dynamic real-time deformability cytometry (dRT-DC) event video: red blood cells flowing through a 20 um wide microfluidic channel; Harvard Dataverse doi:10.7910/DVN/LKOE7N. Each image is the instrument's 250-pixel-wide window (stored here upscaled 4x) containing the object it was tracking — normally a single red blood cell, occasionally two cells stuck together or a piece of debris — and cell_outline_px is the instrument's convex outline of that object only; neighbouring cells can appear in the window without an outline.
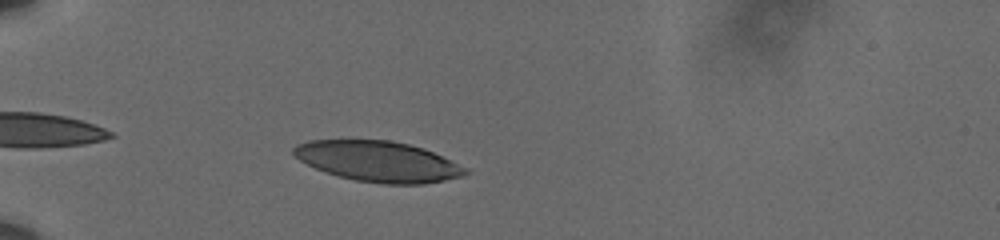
{"species": "human", "species_latin": "Homo sapiens", "temperature_condition": "cold", "stored_images_in_passage": 40, "camera_frame_rate_fps": 3000, "um_per_image_px": 0.085, "donor": {"sex": "male"}, "frame": {"image": 1, "passage_image": 4, "time_ms": 1.0, "image_size_px": [1000, 240], "cell_outline_px": [[472, 172], [460, 176], [444, 180], [424, 184], [384, 184], [356, 180], [340, 176], [316, 168], [300, 160], [292, 152], [292, 148], [296, 144], [308, 140], [388, 140], [408, 144], [424, 148], [468, 168]], "centroid_in_image_um": [32.16, 13.71], "position_along_channel_um": 52.8, "area_um2": 40.34}}
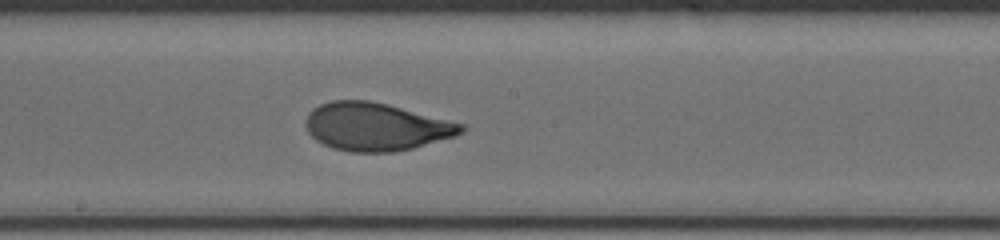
{"frame": {"image": 2, "passage_image": 20, "time_ms": 6.333, "image_size_px": [1000, 240], "cell_outline_px": [[468, 128], [464, 132], [456, 136], [412, 148], [392, 152], [352, 152], [332, 148], [316, 140], [308, 132], [304, 124], [304, 120], [308, 112], [312, 108], [320, 104], [332, 100], [368, 100], [388, 104], [468, 124]], "centroid_in_image_um": [31.99, 10.76], "position_along_channel_um": 216.2, "area_um2": 43.99}}
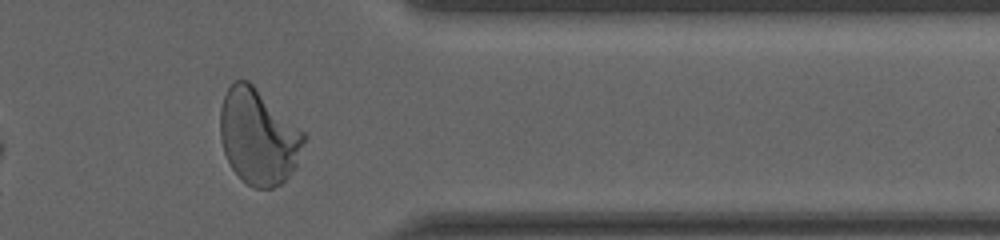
{"frame": {"image": 3, "passage_image": 35, "time_ms": 11.333, "image_size_px": [1000, 240], "cell_outline_px": [[308, 136], [296, 168], [280, 184], [272, 188], [256, 188], [248, 184], [232, 168], [224, 152], [220, 136], [220, 108], [224, 96], [228, 88], [236, 80], [248, 80], [304, 132]], "centroid_in_image_um": [21.98, 11.62], "position_along_channel_um": 389.4, "area_um2": 46.36}, "authors_computed_cell_mechanics": {"area_um2": 42.7142, "velocity_mm_per_s": 3.5914, "shape_relaxation_time_tau1_ms": 4.5704, "shape_relaxation_time_tau2_ms": null, "deformation_change_tau1": 0.1881, "deformation_change_tau2": null}}